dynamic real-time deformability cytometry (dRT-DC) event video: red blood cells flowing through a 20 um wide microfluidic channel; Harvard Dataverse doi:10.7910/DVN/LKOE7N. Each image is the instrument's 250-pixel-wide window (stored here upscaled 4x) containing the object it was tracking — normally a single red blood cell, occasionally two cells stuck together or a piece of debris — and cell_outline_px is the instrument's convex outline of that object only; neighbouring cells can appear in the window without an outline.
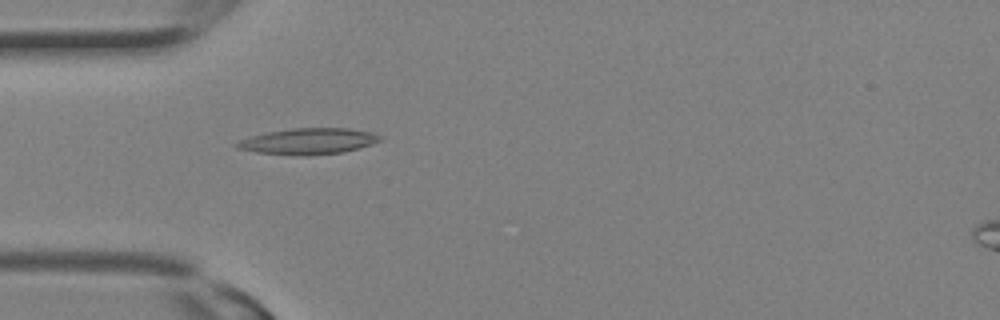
{"species": "Egyptian fruit bat (a non-hibernating species)", "species_latin": "Rousettus aegyptiacus", "temperature_condition": "room temperature", "stored_images_in_passage": 5, "camera_frame_rate_fps": 3000, "um_per_image_px": 0.085, "animal": {"sex": "female"}, "frame": {"image": 1, "passage_image": 5, "time_ms": 1.333, "image_size_px": [1000, 320], "cell_outline_px": [[384, 140], [360, 148], [344, 152], [308, 156], [300, 156], [256, 152], [236, 148], [232, 144], [240, 140], [252, 136], [268, 132], [292, 128], [348, 128], [372, 132], [384, 136]], "centroid_in_image_um": [26.26, 12.01], "position_along_channel_um": 58.7, "area_um2": 22.08}}